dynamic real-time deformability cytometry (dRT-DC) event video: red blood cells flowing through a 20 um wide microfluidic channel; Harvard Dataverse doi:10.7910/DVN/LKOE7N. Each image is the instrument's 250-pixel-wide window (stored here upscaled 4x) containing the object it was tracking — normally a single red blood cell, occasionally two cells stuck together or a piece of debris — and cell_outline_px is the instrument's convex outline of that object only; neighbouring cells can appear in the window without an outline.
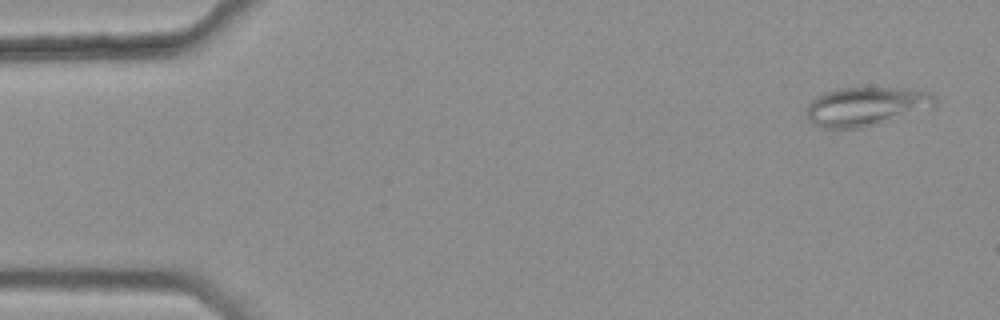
{"species": "common noctule bat (a hibernating species)", "species_latin": "Nyctalus noctula", "temperature_condition": "warm", "stored_images_in_passage": 5, "camera_frame_rate_fps": 3000, "um_per_image_px": 0.085, "animal": {"sex": "female", "body_mass_g": 25.1}, "frame": {"image": 1, "passage_image": 1, "time_ms": 0.0, "image_size_px": [1000, 320], "cell_outline_px": [[936, 108], [880, 124], [864, 128], [824, 128], [812, 124], [808, 120], [804, 112], [804, 108], [816, 96], [824, 92], [840, 88], [924, 88], [932, 92], [936, 96]], "centroid_in_image_um": [73.69, 9.04], "position_along_channel_um": 11.3, "area_um2": 30.29}}